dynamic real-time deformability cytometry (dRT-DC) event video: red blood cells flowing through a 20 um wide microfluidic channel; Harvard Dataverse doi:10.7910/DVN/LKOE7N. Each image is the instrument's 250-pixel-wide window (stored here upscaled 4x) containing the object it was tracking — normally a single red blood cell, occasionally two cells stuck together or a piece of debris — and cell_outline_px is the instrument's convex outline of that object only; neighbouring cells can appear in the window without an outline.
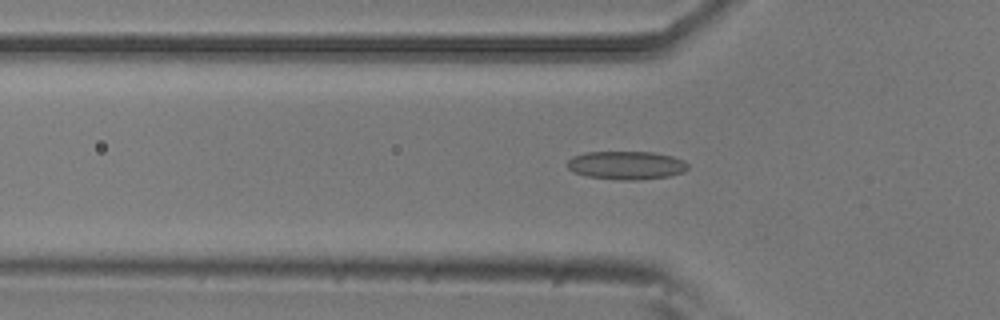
{"species": "common noctule bat (a hibernating species)", "species_latin": "Nyctalus noctula", "temperature_condition": "room temperature", "stored_images_in_passage": 47, "camera_frame_rate_fps": 3000, "um_per_image_px": 0.085, "animal": {"sex": "male", "body_mass_g": 20.5, "forearm_length_mm": 52.5}, "frame": {"image": 1, "passage_image": 17, "time_ms": 5.333, "image_size_px": [1000, 320], "cell_outline_px": [[688, 168], [684, 172], [668, 176], [636, 180], [624, 180], [588, 176], [572, 172], [568, 168], [568, 160], [572, 156], [584, 152], [652, 152], [672, 156], [684, 160], [688, 164]], "centroid_in_image_um": [53.24, 14.04], "position_along_channel_um": 72.6, "area_um2": 19.88}}
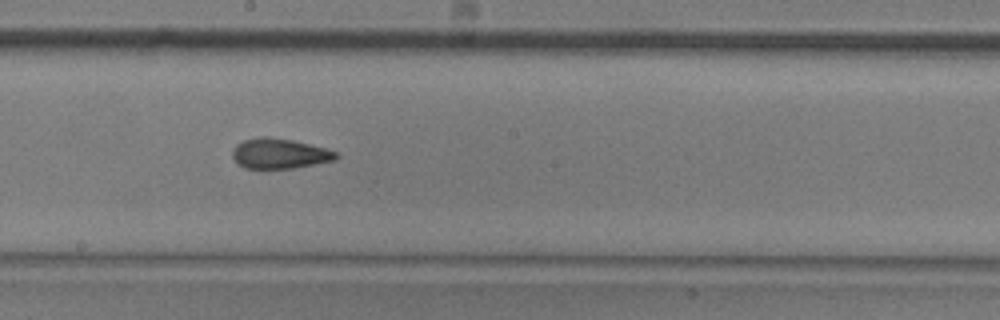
{"frame": {"image": 2, "passage_image": 29, "time_ms": 9.333, "image_size_px": [1000, 320], "cell_outline_px": [[340, 156], [336, 160], [292, 168], [244, 168], [232, 156], [232, 148], [236, 144], [244, 140], [264, 136], [268, 136], [292, 140], [324, 148], [336, 152]], "centroid_in_image_um": [23.75, 13.05], "position_along_channel_um": 224.4, "area_um2": 18.03}}
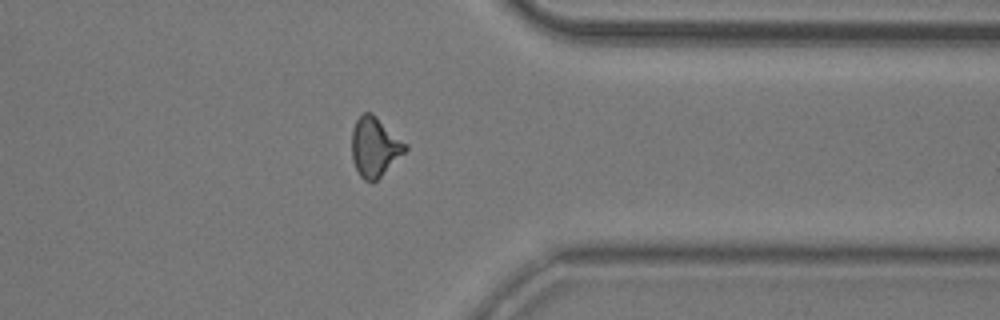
{"frame": {"image": 3, "passage_image": 42, "time_ms": 13.667, "image_size_px": [1000, 320], "cell_outline_px": [[408, 148], [376, 180], [364, 180], [360, 176], [352, 160], [352, 128], [356, 120], [364, 112], [372, 112], [408, 144]], "centroid_in_image_um": [31.84, 12.44], "position_along_channel_um": 379.6, "area_um2": 18.32}}